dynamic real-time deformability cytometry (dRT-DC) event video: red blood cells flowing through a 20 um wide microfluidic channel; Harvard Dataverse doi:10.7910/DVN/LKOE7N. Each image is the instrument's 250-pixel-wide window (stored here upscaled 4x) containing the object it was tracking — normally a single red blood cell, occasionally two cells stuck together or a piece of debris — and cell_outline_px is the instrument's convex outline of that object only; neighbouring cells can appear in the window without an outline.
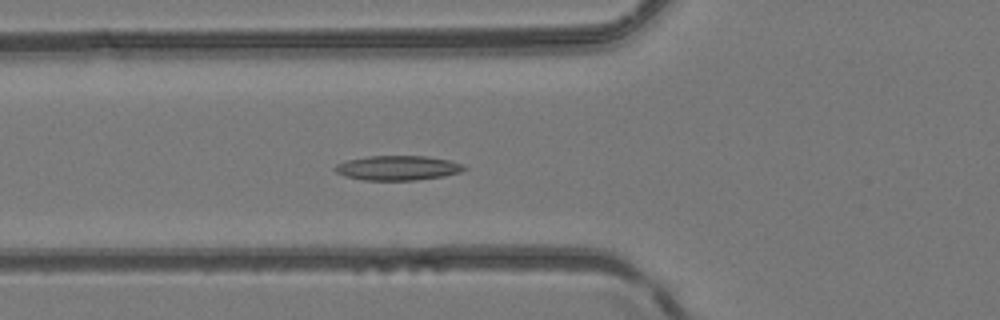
{"species": "common noctule bat (a hibernating species)", "species_latin": "Nyctalus noctula", "temperature_condition": "room temperature", "stored_images_in_passage": 48, "camera_frame_rate_fps": 3000, "um_per_image_px": 0.085, "animal": {"sex": "female", "body_mass_g": 24.6, "forearm_length_mm": 56.2}, "frame": {"image": 1, "passage_image": 18, "time_ms": 5.667, "image_size_px": [1000, 320], "cell_outline_px": [[468, 168], [460, 172], [444, 176], [416, 180], [364, 180], [344, 176], [336, 172], [332, 168], [336, 164], [348, 160], [368, 156], [424, 156], [448, 160], [460, 164]], "centroid_in_image_um": [33.77, 14.28], "position_along_channel_um": 92.0, "area_um2": 18.44}}
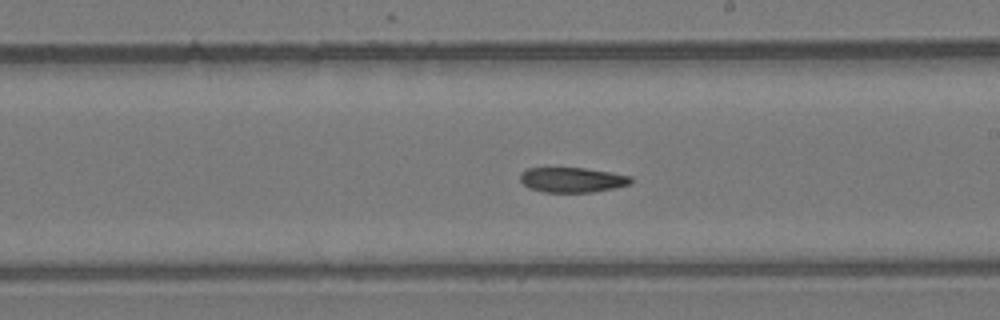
{"frame": {"image": 2, "passage_image": 28, "time_ms": 9.0, "image_size_px": [1000, 320], "cell_outline_px": [[632, 184], [592, 192], [544, 192], [528, 188], [520, 180], [520, 172], [524, 168], [584, 168], [612, 172], [632, 176]], "centroid_in_image_um": [48.63, 15.28], "position_along_channel_um": 240.4, "area_um2": 16.24}}
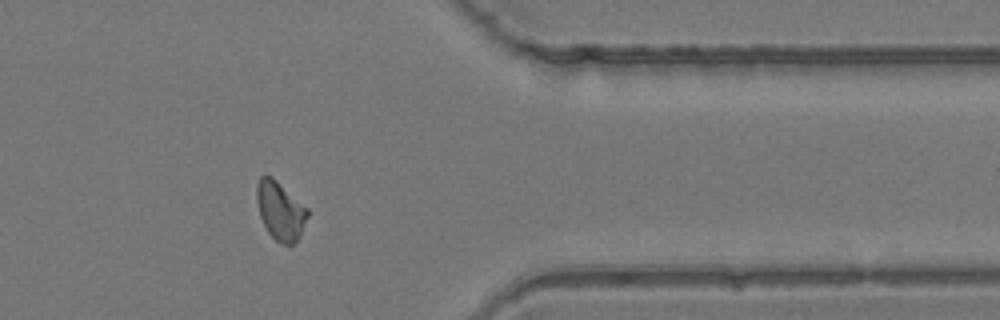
{"frame": {"image": 3, "passage_image": 39, "time_ms": 12.667, "image_size_px": [1000, 320], "cell_outline_px": [[308, 216], [300, 236], [292, 244], [280, 244], [268, 232], [260, 216], [256, 200], [256, 184], [260, 176], [264, 172], [272, 176], [308, 208]], "centroid_in_image_um": [23.81, 17.87], "position_along_channel_um": 387.6, "area_um2": 17.46}}